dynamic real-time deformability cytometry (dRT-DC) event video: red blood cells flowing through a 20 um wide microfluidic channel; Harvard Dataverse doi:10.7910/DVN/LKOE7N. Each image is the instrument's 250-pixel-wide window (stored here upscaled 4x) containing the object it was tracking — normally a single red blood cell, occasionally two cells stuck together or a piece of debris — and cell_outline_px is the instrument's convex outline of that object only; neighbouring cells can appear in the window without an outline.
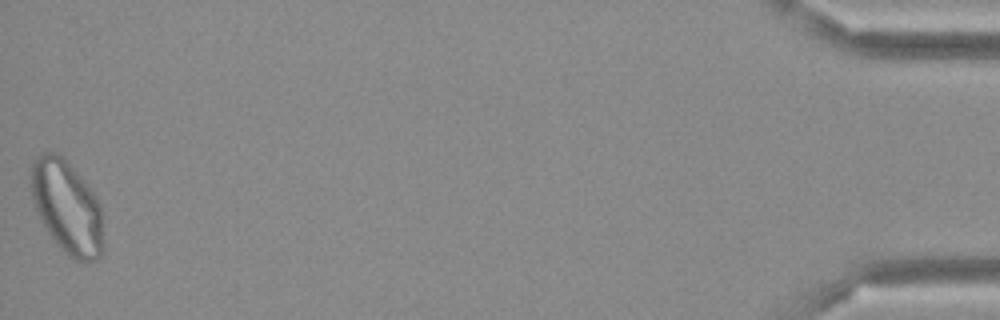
{"species": "Egyptian fruit bat (a non-hibernating species)", "species_latin": "Rousettus aegyptiacus", "temperature_condition": "cold", "stored_images_in_passage": 46, "camera_frame_rate_fps": 3000, "um_per_image_px": 0.085, "frame": {"image": 1, "passage_image": 46, "time_ms": 15.0, "image_size_px": [1000, 320], "cell_outline_px": [[104, 248], [100, 256], [96, 260], [76, 260], [68, 256], [56, 244], [48, 232], [36, 208], [32, 196], [32, 164], [36, 156], [44, 152], [56, 152], [64, 156], [88, 184], [96, 196], [100, 204]], "centroid_in_image_um": [5.73, 17.59], "position_along_channel_um": 429.5, "area_um2": 39.19}}